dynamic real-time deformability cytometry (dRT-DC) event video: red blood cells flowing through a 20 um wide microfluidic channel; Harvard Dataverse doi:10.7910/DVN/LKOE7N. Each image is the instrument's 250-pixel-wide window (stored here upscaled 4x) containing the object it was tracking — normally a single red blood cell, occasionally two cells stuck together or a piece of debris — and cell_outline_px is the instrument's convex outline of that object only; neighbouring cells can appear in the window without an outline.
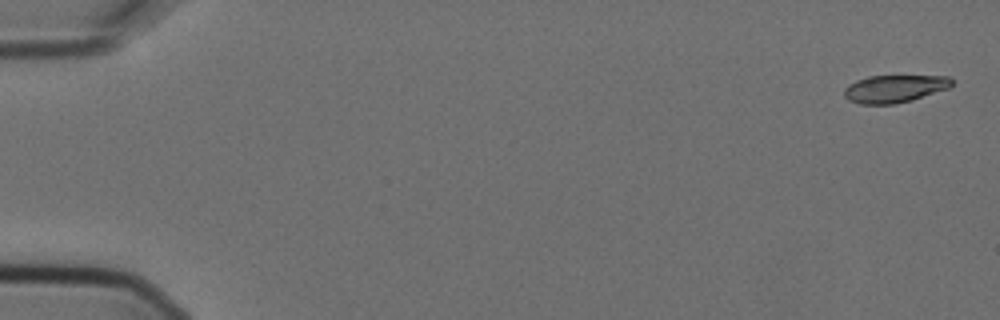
{"species": "Egyptian fruit bat (a non-hibernating species)", "species_latin": "Rousettus aegyptiacus", "temperature_condition": "cold", "stored_images_in_passage": 4, "camera_frame_rate_fps": 3000, "um_per_image_px": 0.085, "animal": {"sex": "female"}, "frame": {"image": 1, "passage_image": 1, "time_ms": 0.0, "image_size_px": [1000, 320], "cell_outline_px": [[952, 84], [948, 88], [912, 100], [896, 104], [860, 104], [848, 100], [844, 96], [844, 88], [848, 84], [856, 80], [868, 76], [948, 76], [952, 80]], "centroid_in_image_um": [75.99, 7.54], "position_along_channel_um": 9.0, "area_um2": 17.28}}